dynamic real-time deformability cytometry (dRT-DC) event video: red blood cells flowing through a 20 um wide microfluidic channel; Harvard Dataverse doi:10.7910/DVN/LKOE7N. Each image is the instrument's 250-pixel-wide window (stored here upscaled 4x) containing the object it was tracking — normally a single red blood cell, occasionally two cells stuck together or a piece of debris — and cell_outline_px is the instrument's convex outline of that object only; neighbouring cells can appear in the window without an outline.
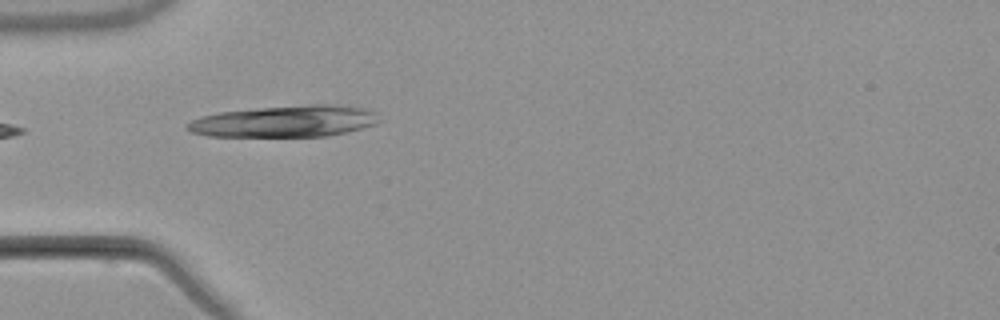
{"species": "common noctule bat (a hibernating species)", "species_latin": "Nyctalus noctula", "temperature_condition": "warm", "stored_images_in_passage": 6, "camera_frame_rate_fps": 3000, "um_per_image_px": 0.085, "animal": {"sex": "male", "body_mass_g": 21.5, "forearm_length_mm": 52.0}, "frame": {"image": 1, "passage_image": 5, "time_ms": 4.667, "image_size_px": [1000, 320], "cell_outline_px": [[380, 120], [376, 124], [344, 132], [324, 136], [208, 136], [192, 132], [184, 128], [184, 124], [200, 116], [220, 112], [260, 108], [308, 104], [332, 104], [364, 108], [376, 112]], "centroid_in_image_um": [24.19, 10.3], "position_along_channel_um": 60.8, "area_um2": 35.14}}